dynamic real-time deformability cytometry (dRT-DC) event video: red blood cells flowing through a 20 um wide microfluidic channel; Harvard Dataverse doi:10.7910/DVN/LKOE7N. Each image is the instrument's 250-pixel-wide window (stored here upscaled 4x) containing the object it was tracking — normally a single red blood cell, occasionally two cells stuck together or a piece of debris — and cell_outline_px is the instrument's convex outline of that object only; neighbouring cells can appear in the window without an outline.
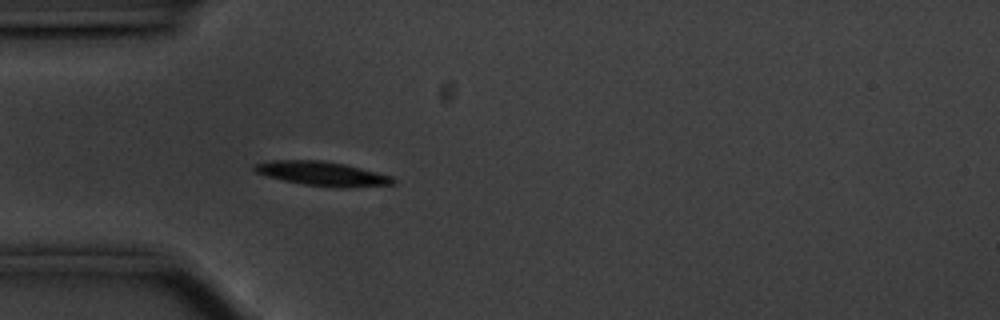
{"species": "common noctule bat (a hibernating species)", "species_latin": "Nyctalus noctula", "temperature_condition": "cold", "stored_images_in_passage": 55, "camera_frame_rate_fps": 3000, "um_per_image_px": 0.085, "animal": {"sex": "male", "body_mass_g": 20.1, "forearm_length_mm": 53.5}, "frame": {"image": 1, "passage_image": 15, "time_ms": 4.667, "image_size_px": [1000, 320], "cell_outline_px": [[396, 180], [392, 184], [304, 184], [284, 180], [268, 176], [256, 172], [252, 168], [256, 164], [272, 160], [324, 160], [344, 164], [392, 176]], "centroid_in_image_um": [27.25, 14.68], "position_along_channel_um": 57.7, "area_um2": 17.98}}
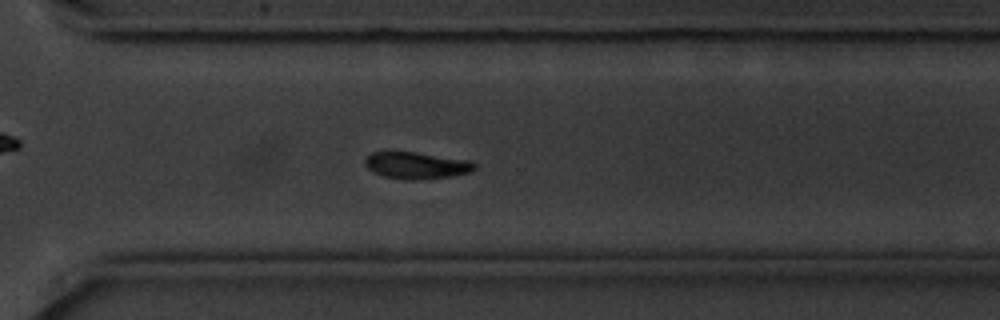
{"frame": {"image": 2, "passage_image": 39, "time_ms": 12.667, "image_size_px": [1000, 320], "cell_outline_px": [[476, 168], [472, 172], [452, 176], [412, 180], [384, 176], [372, 172], [364, 164], [364, 160], [372, 152], [416, 152], [472, 160], [476, 164]], "centroid_in_image_um": [35.44, 14.05], "position_along_channel_um": 335.2, "area_um2": 17.17}}
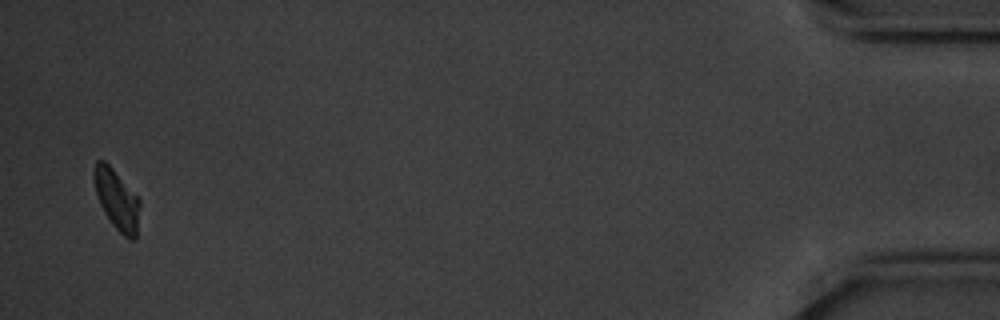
{"frame": {"image": 3, "passage_image": 54, "time_ms": 17.667, "image_size_px": [1000, 320], "cell_outline_px": [[140, 204], [136, 240], [132, 240], [124, 236], [112, 224], [104, 212], [100, 204], [96, 192], [92, 176], [92, 172], [96, 160], [104, 160], [112, 168], [140, 200]], "centroid_in_image_um": [9.91, 16.96], "position_along_channel_um": 425.3, "area_um2": 15.95}}